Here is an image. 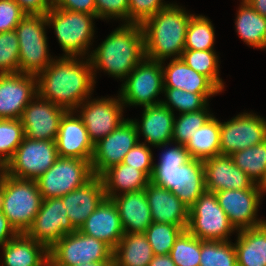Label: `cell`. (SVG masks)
Wrapping results in <instances>:
<instances>
[{
	"label": "cell",
	"instance_id": "cell-54",
	"mask_svg": "<svg viewBox=\"0 0 266 266\" xmlns=\"http://www.w3.org/2000/svg\"><path fill=\"white\" fill-rule=\"evenodd\" d=\"M75 266H115L114 261H103V262H90V263H81Z\"/></svg>",
	"mask_w": 266,
	"mask_h": 266
},
{
	"label": "cell",
	"instance_id": "cell-39",
	"mask_svg": "<svg viewBox=\"0 0 266 266\" xmlns=\"http://www.w3.org/2000/svg\"><path fill=\"white\" fill-rule=\"evenodd\" d=\"M183 231L184 229L178 225L152 222L144 234L154 255H166L170 253L175 240Z\"/></svg>",
	"mask_w": 266,
	"mask_h": 266
},
{
	"label": "cell",
	"instance_id": "cell-34",
	"mask_svg": "<svg viewBox=\"0 0 266 266\" xmlns=\"http://www.w3.org/2000/svg\"><path fill=\"white\" fill-rule=\"evenodd\" d=\"M234 164L244 171L255 184L266 179V140L263 143L237 151L231 155Z\"/></svg>",
	"mask_w": 266,
	"mask_h": 266
},
{
	"label": "cell",
	"instance_id": "cell-51",
	"mask_svg": "<svg viewBox=\"0 0 266 266\" xmlns=\"http://www.w3.org/2000/svg\"><path fill=\"white\" fill-rule=\"evenodd\" d=\"M18 232L0 210V247L15 237Z\"/></svg>",
	"mask_w": 266,
	"mask_h": 266
},
{
	"label": "cell",
	"instance_id": "cell-3",
	"mask_svg": "<svg viewBox=\"0 0 266 266\" xmlns=\"http://www.w3.org/2000/svg\"><path fill=\"white\" fill-rule=\"evenodd\" d=\"M188 14L176 4H170L146 19L142 24L145 56L154 61H164L169 56L181 57L186 42Z\"/></svg>",
	"mask_w": 266,
	"mask_h": 266
},
{
	"label": "cell",
	"instance_id": "cell-28",
	"mask_svg": "<svg viewBox=\"0 0 266 266\" xmlns=\"http://www.w3.org/2000/svg\"><path fill=\"white\" fill-rule=\"evenodd\" d=\"M164 88H177L192 93L221 92L206 76L189 67L181 58L172 59L164 68Z\"/></svg>",
	"mask_w": 266,
	"mask_h": 266
},
{
	"label": "cell",
	"instance_id": "cell-50",
	"mask_svg": "<svg viewBox=\"0 0 266 266\" xmlns=\"http://www.w3.org/2000/svg\"><path fill=\"white\" fill-rule=\"evenodd\" d=\"M26 14L45 15L52 8V0H15Z\"/></svg>",
	"mask_w": 266,
	"mask_h": 266
},
{
	"label": "cell",
	"instance_id": "cell-21",
	"mask_svg": "<svg viewBox=\"0 0 266 266\" xmlns=\"http://www.w3.org/2000/svg\"><path fill=\"white\" fill-rule=\"evenodd\" d=\"M205 189L208 192L249 189L254 181L233 162L231 156L217 155L203 161Z\"/></svg>",
	"mask_w": 266,
	"mask_h": 266
},
{
	"label": "cell",
	"instance_id": "cell-38",
	"mask_svg": "<svg viewBox=\"0 0 266 266\" xmlns=\"http://www.w3.org/2000/svg\"><path fill=\"white\" fill-rule=\"evenodd\" d=\"M214 33V27L207 17L193 15L187 28L184 49L214 50Z\"/></svg>",
	"mask_w": 266,
	"mask_h": 266
},
{
	"label": "cell",
	"instance_id": "cell-48",
	"mask_svg": "<svg viewBox=\"0 0 266 266\" xmlns=\"http://www.w3.org/2000/svg\"><path fill=\"white\" fill-rule=\"evenodd\" d=\"M55 8L96 16L95 0H52Z\"/></svg>",
	"mask_w": 266,
	"mask_h": 266
},
{
	"label": "cell",
	"instance_id": "cell-49",
	"mask_svg": "<svg viewBox=\"0 0 266 266\" xmlns=\"http://www.w3.org/2000/svg\"><path fill=\"white\" fill-rule=\"evenodd\" d=\"M191 156L183 144L176 143L173 148L166 149L160 157L159 163L184 165L191 160Z\"/></svg>",
	"mask_w": 266,
	"mask_h": 266
},
{
	"label": "cell",
	"instance_id": "cell-20",
	"mask_svg": "<svg viewBox=\"0 0 266 266\" xmlns=\"http://www.w3.org/2000/svg\"><path fill=\"white\" fill-rule=\"evenodd\" d=\"M74 111H67L61 121L55 139L59 157L88 160L91 163L94 144L90 140L82 119L73 117Z\"/></svg>",
	"mask_w": 266,
	"mask_h": 266
},
{
	"label": "cell",
	"instance_id": "cell-40",
	"mask_svg": "<svg viewBox=\"0 0 266 266\" xmlns=\"http://www.w3.org/2000/svg\"><path fill=\"white\" fill-rule=\"evenodd\" d=\"M201 239L184 230L170 250V257L176 266H199Z\"/></svg>",
	"mask_w": 266,
	"mask_h": 266
},
{
	"label": "cell",
	"instance_id": "cell-42",
	"mask_svg": "<svg viewBox=\"0 0 266 266\" xmlns=\"http://www.w3.org/2000/svg\"><path fill=\"white\" fill-rule=\"evenodd\" d=\"M208 109L195 112L181 113L179 119H174L172 141L185 145L191 136L200 129L213 115Z\"/></svg>",
	"mask_w": 266,
	"mask_h": 266
},
{
	"label": "cell",
	"instance_id": "cell-4",
	"mask_svg": "<svg viewBox=\"0 0 266 266\" xmlns=\"http://www.w3.org/2000/svg\"><path fill=\"white\" fill-rule=\"evenodd\" d=\"M43 198L35 180L5 174L0 186V210L18 233H26Z\"/></svg>",
	"mask_w": 266,
	"mask_h": 266
},
{
	"label": "cell",
	"instance_id": "cell-7",
	"mask_svg": "<svg viewBox=\"0 0 266 266\" xmlns=\"http://www.w3.org/2000/svg\"><path fill=\"white\" fill-rule=\"evenodd\" d=\"M150 181L174 192L188 208L206 191L203 161L196 159L184 165L154 164Z\"/></svg>",
	"mask_w": 266,
	"mask_h": 266
},
{
	"label": "cell",
	"instance_id": "cell-14",
	"mask_svg": "<svg viewBox=\"0 0 266 266\" xmlns=\"http://www.w3.org/2000/svg\"><path fill=\"white\" fill-rule=\"evenodd\" d=\"M266 140V120L254 113H243L235 118L220 122V154L233 153Z\"/></svg>",
	"mask_w": 266,
	"mask_h": 266
},
{
	"label": "cell",
	"instance_id": "cell-46",
	"mask_svg": "<svg viewBox=\"0 0 266 266\" xmlns=\"http://www.w3.org/2000/svg\"><path fill=\"white\" fill-rule=\"evenodd\" d=\"M26 15L15 0H0V33L15 30Z\"/></svg>",
	"mask_w": 266,
	"mask_h": 266
},
{
	"label": "cell",
	"instance_id": "cell-29",
	"mask_svg": "<svg viewBox=\"0 0 266 266\" xmlns=\"http://www.w3.org/2000/svg\"><path fill=\"white\" fill-rule=\"evenodd\" d=\"M237 232L234 247L238 266H266V222Z\"/></svg>",
	"mask_w": 266,
	"mask_h": 266
},
{
	"label": "cell",
	"instance_id": "cell-31",
	"mask_svg": "<svg viewBox=\"0 0 266 266\" xmlns=\"http://www.w3.org/2000/svg\"><path fill=\"white\" fill-rule=\"evenodd\" d=\"M153 256L144 233H124L113 251L115 266H148Z\"/></svg>",
	"mask_w": 266,
	"mask_h": 266
},
{
	"label": "cell",
	"instance_id": "cell-17",
	"mask_svg": "<svg viewBox=\"0 0 266 266\" xmlns=\"http://www.w3.org/2000/svg\"><path fill=\"white\" fill-rule=\"evenodd\" d=\"M116 98H101L84 101L77 108H81L79 117L86 127L90 140L93 144L105 138L113 130L118 128L125 119L122 117L125 106L120 95Z\"/></svg>",
	"mask_w": 266,
	"mask_h": 266
},
{
	"label": "cell",
	"instance_id": "cell-53",
	"mask_svg": "<svg viewBox=\"0 0 266 266\" xmlns=\"http://www.w3.org/2000/svg\"><path fill=\"white\" fill-rule=\"evenodd\" d=\"M260 15L266 17V0H246Z\"/></svg>",
	"mask_w": 266,
	"mask_h": 266
},
{
	"label": "cell",
	"instance_id": "cell-12",
	"mask_svg": "<svg viewBox=\"0 0 266 266\" xmlns=\"http://www.w3.org/2000/svg\"><path fill=\"white\" fill-rule=\"evenodd\" d=\"M59 158L55 141L24 137L6 164V174L18 179L36 180Z\"/></svg>",
	"mask_w": 266,
	"mask_h": 266
},
{
	"label": "cell",
	"instance_id": "cell-24",
	"mask_svg": "<svg viewBox=\"0 0 266 266\" xmlns=\"http://www.w3.org/2000/svg\"><path fill=\"white\" fill-rule=\"evenodd\" d=\"M79 231L103 241L114 250L124 236V231L113 200L105 198L88 216Z\"/></svg>",
	"mask_w": 266,
	"mask_h": 266
},
{
	"label": "cell",
	"instance_id": "cell-16",
	"mask_svg": "<svg viewBox=\"0 0 266 266\" xmlns=\"http://www.w3.org/2000/svg\"><path fill=\"white\" fill-rule=\"evenodd\" d=\"M264 190L255 184L249 189H229L215 193L218 204L227 214L230 223L239 231L262 225L266 220H257L256 214Z\"/></svg>",
	"mask_w": 266,
	"mask_h": 266
},
{
	"label": "cell",
	"instance_id": "cell-52",
	"mask_svg": "<svg viewBox=\"0 0 266 266\" xmlns=\"http://www.w3.org/2000/svg\"><path fill=\"white\" fill-rule=\"evenodd\" d=\"M148 266H176L169 254L154 255Z\"/></svg>",
	"mask_w": 266,
	"mask_h": 266
},
{
	"label": "cell",
	"instance_id": "cell-5",
	"mask_svg": "<svg viewBox=\"0 0 266 266\" xmlns=\"http://www.w3.org/2000/svg\"><path fill=\"white\" fill-rule=\"evenodd\" d=\"M45 15L27 14L15 28L19 41V72L37 76L54 60L49 57Z\"/></svg>",
	"mask_w": 266,
	"mask_h": 266
},
{
	"label": "cell",
	"instance_id": "cell-55",
	"mask_svg": "<svg viewBox=\"0 0 266 266\" xmlns=\"http://www.w3.org/2000/svg\"><path fill=\"white\" fill-rule=\"evenodd\" d=\"M5 174H6V165L0 163V186Z\"/></svg>",
	"mask_w": 266,
	"mask_h": 266
},
{
	"label": "cell",
	"instance_id": "cell-18",
	"mask_svg": "<svg viewBox=\"0 0 266 266\" xmlns=\"http://www.w3.org/2000/svg\"><path fill=\"white\" fill-rule=\"evenodd\" d=\"M36 96V76L20 72L0 74V119H20Z\"/></svg>",
	"mask_w": 266,
	"mask_h": 266
},
{
	"label": "cell",
	"instance_id": "cell-11",
	"mask_svg": "<svg viewBox=\"0 0 266 266\" xmlns=\"http://www.w3.org/2000/svg\"><path fill=\"white\" fill-rule=\"evenodd\" d=\"M162 64L145 57L125 78L119 93L122 103L143 107L161 104L155 98L164 91Z\"/></svg>",
	"mask_w": 266,
	"mask_h": 266
},
{
	"label": "cell",
	"instance_id": "cell-9",
	"mask_svg": "<svg viewBox=\"0 0 266 266\" xmlns=\"http://www.w3.org/2000/svg\"><path fill=\"white\" fill-rule=\"evenodd\" d=\"M186 230L201 240L228 241L236 229L218 204L215 193L205 191L189 208Z\"/></svg>",
	"mask_w": 266,
	"mask_h": 266
},
{
	"label": "cell",
	"instance_id": "cell-45",
	"mask_svg": "<svg viewBox=\"0 0 266 266\" xmlns=\"http://www.w3.org/2000/svg\"><path fill=\"white\" fill-rule=\"evenodd\" d=\"M163 0H129V23L142 24L169 4Z\"/></svg>",
	"mask_w": 266,
	"mask_h": 266
},
{
	"label": "cell",
	"instance_id": "cell-47",
	"mask_svg": "<svg viewBox=\"0 0 266 266\" xmlns=\"http://www.w3.org/2000/svg\"><path fill=\"white\" fill-rule=\"evenodd\" d=\"M97 19L120 18L129 24V0H95Z\"/></svg>",
	"mask_w": 266,
	"mask_h": 266
},
{
	"label": "cell",
	"instance_id": "cell-30",
	"mask_svg": "<svg viewBox=\"0 0 266 266\" xmlns=\"http://www.w3.org/2000/svg\"><path fill=\"white\" fill-rule=\"evenodd\" d=\"M100 178L103 181L106 198L112 199L117 195L143 190L150 179L140 170L130 165L120 163L105 170Z\"/></svg>",
	"mask_w": 266,
	"mask_h": 266
},
{
	"label": "cell",
	"instance_id": "cell-56",
	"mask_svg": "<svg viewBox=\"0 0 266 266\" xmlns=\"http://www.w3.org/2000/svg\"><path fill=\"white\" fill-rule=\"evenodd\" d=\"M262 189L264 190V192H266V179L265 181L261 184Z\"/></svg>",
	"mask_w": 266,
	"mask_h": 266
},
{
	"label": "cell",
	"instance_id": "cell-1",
	"mask_svg": "<svg viewBox=\"0 0 266 266\" xmlns=\"http://www.w3.org/2000/svg\"><path fill=\"white\" fill-rule=\"evenodd\" d=\"M86 60L68 56L54 59L36 76L37 95L67 111L77 110L90 97L96 83V70L93 71L89 58Z\"/></svg>",
	"mask_w": 266,
	"mask_h": 266
},
{
	"label": "cell",
	"instance_id": "cell-41",
	"mask_svg": "<svg viewBox=\"0 0 266 266\" xmlns=\"http://www.w3.org/2000/svg\"><path fill=\"white\" fill-rule=\"evenodd\" d=\"M24 138L20 119H0V163L6 165Z\"/></svg>",
	"mask_w": 266,
	"mask_h": 266
},
{
	"label": "cell",
	"instance_id": "cell-27",
	"mask_svg": "<svg viewBox=\"0 0 266 266\" xmlns=\"http://www.w3.org/2000/svg\"><path fill=\"white\" fill-rule=\"evenodd\" d=\"M4 266H48V249L26 233H18L2 245Z\"/></svg>",
	"mask_w": 266,
	"mask_h": 266
},
{
	"label": "cell",
	"instance_id": "cell-43",
	"mask_svg": "<svg viewBox=\"0 0 266 266\" xmlns=\"http://www.w3.org/2000/svg\"><path fill=\"white\" fill-rule=\"evenodd\" d=\"M19 73V41L15 30L0 33V74Z\"/></svg>",
	"mask_w": 266,
	"mask_h": 266
},
{
	"label": "cell",
	"instance_id": "cell-35",
	"mask_svg": "<svg viewBox=\"0 0 266 266\" xmlns=\"http://www.w3.org/2000/svg\"><path fill=\"white\" fill-rule=\"evenodd\" d=\"M180 58L194 71L206 76L222 92L224 84L219 77V61L214 50L184 49Z\"/></svg>",
	"mask_w": 266,
	"mask_h": 266
},
{
	"label": "cell",
	"instance_id": "cell-33",
	"mask_svg": "<svg viewBox=\"0 0 266 266\" xmlns=\"http://www.w3.org/2000/svg\"><path fill=\"white\" fill-rule=\"evenodd\" d=\"M236 30L241 39L255 48H266V17L256 12L247 1L237 12Z\"/></svg>",
	"mask_w": 266,
	"mask_h": 266
},
{
	"label": "cell",
	"instance_id": "cell-32",
	"mask_svg": "<svg viewBox=\"0 0 266 266\" xmlns=\"http://www.w3.org/2000/svg\"><path fill=\"white\" fill-rule=\"evenodd\" d=\"M184 146L192 159L204 161L220 155V121L212 116Z\"/></svg>",
	"mask_w": 266,
	"mask_h": 266
},
{
	"label": "cell",
	"instance_id": "cell-19",
	"mask_svg": "<svg viewBox=\"0 0 266 266\" xmlns=\"http://www.w3.org/2000/svg\"><path fill=\"white\" fill-rule=\"evenodd\" d=\"M23 110L20 118L24 137L34 140L55 141L60 121L67 112L64 108L42 99L38 95ZM40 99V100H39Z\"/></svg>",
	"mask_w": 266,
	"mask_h": 266
},
{
	"label": "cell",
	"instance_id": "cell-15",
	"mask_svg": "<svg viewBox=\"0 0 266 266\" xmlns=\"http://www.w3.org/2000/svg\"><path fill=\"white\" fill-rule=\"evenodd\" d=\"M137 128L131 119H126L118 128L94 144L91 169L100 176L111 166L123 162L126 153L139 141Z\"/></svg>",
	"mask_w": 266,
	"mask_h": 266
},
{
	"label": "cell",
	"instance_id": "cell-44",
	"mask_svg": "<svg viewBox=\"0 0 266 266\" xmlns=\"http://www.w3.org/2000/svg\"><path fill=\"white\" fill-rule=\"evenodd\" d=\"M122 163L142 171L151 179L154 170L153 154L146 142H138L131 148L126 153Z\"/></svg>",
	"mask_w": 266,
	"mask_h": 266
},
{
	"label": "cell",
	"instance_id": "cell-8",
	"mask_svg": "<svg viewBox=\"0 0 266 266\" xmlns=\"http://www.w3.org/2000/svg\"><path fill=\"white\" fill-rule=\"evenodd\" d=\"M113 249L103 241L79 230L63 236L49 250L48 266L114 261Z\"/></svg>",
	"mask_w": 266,
	"mask_h": 266
},
{
	"label": "cell",
	"instance_id": "cell-10",
	"mask_svg": "<svg viewBox=\"0 0 266 266\" xmlns=\"http://www.w3.org/2000/svg\"><path fill=\"white\" fill-rule=\"evenodd\" d=\"M88 160L59 157L56 162L35 181L42 198L62 197L83 186L93 177Z\"/></svg>",
	"mask_w": 266,
	"mask_h": 266
},
{
	"label": "cell",
	"instance_id": "cell-26",
	"mask_svg": "<svg viewBox=\"0 0 266 266\" xmlns=\"http://www.w3.org/2000/svg\"><path fill=\"white\" fill-rule=\"evenodd\" d=\"M174 113L162 104L144 107L141 124L134 122L137 133L154 147L170 145L173 137ZM168 144V145H167Z\"/></svg>",
	"mask_w": 266,
	"mask_h": 266
},
{
	"label": "cell",
	"instance_id": "cell-6",
	"mask_svg": "<svg viewBox=\"0 0 266 266\" xmlns=\"http://www.w3.org/2000/svg\"><path fill=\"white\" fill-rule=\"evenodd\" d=\"M47 26L53 25L64 56L85 55L94 36L93 19L97 16L52 8L45 14Z\"/></svg>",
	"mask_w": 266,
	"mask_h": 266
},
{
	"label": "cell",
	"instance_id": "cell-23",
	"mask_svg": "<svg viewBox=\"0 0 266 266\" xmlns=\"http://www.w3.org/2000/svg\"><path fill=\"white\" fill-rule=\"evenodd\" d=\"M72 225L79 230L88 216L106 198L103 181L93 176L83 186L61 197Z\"/></svg>",
	"mask_w": 266,
	"mask_h": 266
},
{
	"label": "cell",
	"instance_id": "cell-2",
	"mask_svg": "<svg viewBox=\"0 0 266 266\" xmlns=\"http://www.w3.org/2000/svg\"><path fill=\"white\" fill-rule=\"evenodd\" d=\"M88 57L92 69H103L116 78H126L146 57L141 24H123Z\"/></svg>",
	"mask_w": 266,
	"mask_h": 266
},
{
	"label": "cell",
	"instance_id": "cell-22",
	"mask_svg": "<svg viewBox=\"0 0 266 266\" xmlns=\"http://www.w3.org/2000/svg\"><path fill=\"white\" fill-rule=\"evenodd\" d=\"M145 193L153 222L169 223L187 229L189 208L174 192L149 181Z\"/></svg>",
	"mask_w": 266,
	"mask_h": 266
},
{
	"label": "cell",
	"instance_id": "cell-25",
	"mask_svg": "<svg viewBox=\"0 0 266 266\" xmlns=\"http://www.w3.org/2000/svg\"><path fill=\"white\" fill-rule=\"evenodd\" d=\"M112 200L124 233H144L153 222L145 189L118 194Z\"/></svg>",
	"mask_w": 266,
	"mask_h": 266
},
{
	"label": "cell",
	"instance_id": "cell-37",
	"mask_svg": "<svg viewBox=\"0 0 266 266\" xmlns=\"http://www.w3.org/2000/svg\"><path fill=\"white\" fill-rule=\"evenodd\" d=\"M167 101L161 104L168 107L172 112L176 108L181 113L195 112L205 109L208 105V98L217 93H192L177 88H164ZM174 107V108H173Z\"/></svg>",
	"mask_w": 266,
	"mask_h": 266
},
{
	"label": "cell",
	"instance_id": "cell-36",
	"mask_svg": "<svg viewBox=\"0 0 266 266\" xmlns=\"http://www.w3.org/2000/svg\"><path fill=\"white\" fill-rule=\"evenodd\" d=\"M199 266H238L234 243L201 240Z\"/></svg>",
	"mask_w": 266,
	"mask_h": 266
},
{
	"label": "cell",
	"instance_id": "cell-13",
	"mask_svg": "<svg viewBox=\"0 0 266 266\" xmlns=\"http://www.w3.org/2000/svg\"><path fill=\"white\" fill-rule=\"evenodd\" d=\"M76 230L68 218L62 198L55 197L43 199L39 212L26 234L49 250L63 236Z\"/></svg>",
	"mask_w": 266,
	"mask_h": 266
}]
</instances>
